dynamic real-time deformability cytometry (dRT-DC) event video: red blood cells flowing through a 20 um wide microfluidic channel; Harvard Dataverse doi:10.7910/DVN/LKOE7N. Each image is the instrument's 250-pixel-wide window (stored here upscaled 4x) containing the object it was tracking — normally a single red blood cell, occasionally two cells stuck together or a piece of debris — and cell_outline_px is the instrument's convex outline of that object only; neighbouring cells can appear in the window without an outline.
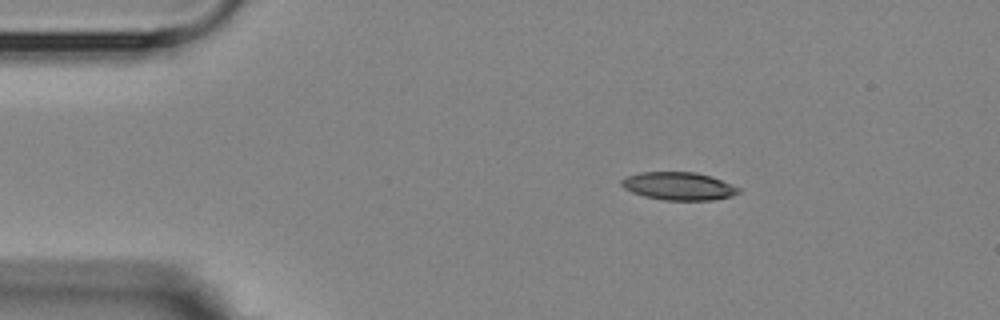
{"species": "Egyptian fruit bat (a non-hibernating species)", "species_latin": "Rousettus aegyptiacus", "temperature_condition": "room temperature", "stored_images_in_passage": 3, "segment_of_instrument_passage": [1, 2], "camera_frame_rate_fps": 3000, "um_per_image_px": 0.085, "animal": {"sex": "female"}, "frame": {"image": 1, "passage_image": 1, "time_ms": 0.0, "image_size_px": [1000, 320], "cell_outline_px": [[740, 192], [732, 196], [712, 200], [664, 200], [644, 196], [632, 192], [624, 188], [620, 184], [620, 180], [628, 176], [640, 172], [696, 172], [712, 176], [740, 188]], "centroid_in_image_um": [57.69, 15.82], "position_along_channel_um": 27.3, "area_um2": 19.07}}